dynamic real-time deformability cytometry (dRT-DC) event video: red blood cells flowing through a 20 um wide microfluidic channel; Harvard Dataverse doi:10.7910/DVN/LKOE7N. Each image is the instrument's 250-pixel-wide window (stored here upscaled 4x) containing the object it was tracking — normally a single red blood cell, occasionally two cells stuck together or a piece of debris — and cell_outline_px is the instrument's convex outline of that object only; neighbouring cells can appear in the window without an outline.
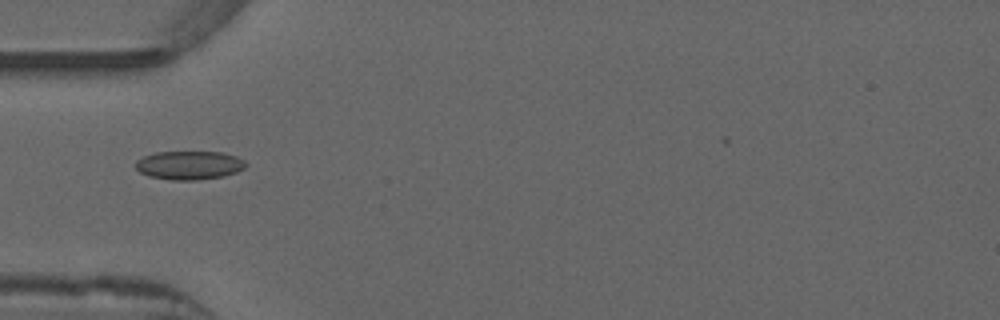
{"species": "common noctule bat (a hibernating species)", "species_latin": "Nyctalus noctula", "temperature_condition": "warm", "stored_images_in_passage": 11, "camera_frame_rate_fps": 3000, "um_per_image_px": 0.085, "animal": {"sex": "male", "forearm_length_mm": 52.5}, "frame": {"image": 1, "passage_image": 2, "time_ms": 0.333, "image_size_px": [1000, 320], "cell_outline_px": [[248, 164], [244, 168], [236, 172], [224, 176], [196, 180], [172, 180], [148, 176], [140, 172], [136, 168], [136, 160], [144, 156], [156, 152], [224, 152], [236, 156], [244, 160]], "centroid_in_image_um": [16.1, 14.04], "position_along_channel_um": 68.9, "area_um2": 18.44}}
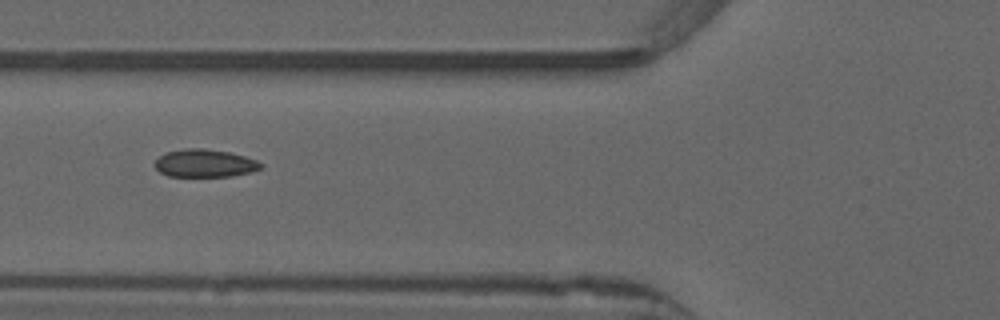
{"frame": {"image": 2, "passage_image": 5, "time_ms": 1.333, "image_size_px": [1000, 320], "cell_outline_px": [[264, 164], [260, 168], [248, 172], [232, 176], [168, 176], [160, 172], [156, 168], [156, 160], [164, 152], [184, 148], [204, 148], [228, 152], [244, 156], [256, 160]], "centroid_in_image_um": [17.38, 13.86], "position_along_channel_um": 108.4, "area_um2": 17.05}}
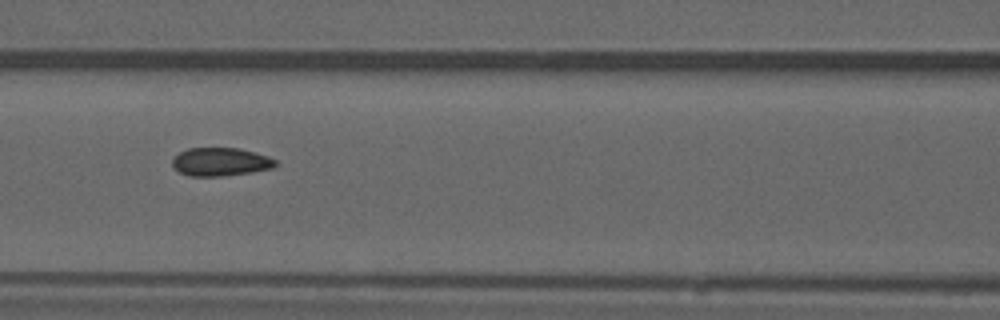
{"frame": {"image": 3, "passage_image": 8, "time_ms": 2.333, "image_size_px": [1000, 320], "cell_outline_px": [[276, 164], [272, 168], [252, 172], [220, 176], [188, 176], [180, 172], [172, 164], [172, 160], [180, 152], [188, 148], [240, 148], [256, 152], [268, 156], [276, 160]], "centroid_in_image_um": [18.76, 13.75], "position_along_channel_um": 147.8, "area_um2": 16.94}}